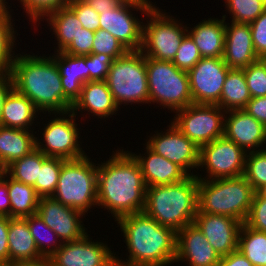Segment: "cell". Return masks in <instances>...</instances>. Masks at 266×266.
Segmentation results:
<instances>
[{
    "instance_id": "cell-29",
    "label": "cell",
    "mask_w": 266,
    "mask_h": 266,
    "mask_svg": "<svg viewBox=\"0 0 266 266\" xmlns=\"http://www.w3.org/2000/svg\"><path fill=\"white\" fill-rule=\"evenodd\" d=\"M242 69H230L223 85L219 107L224 111L244 109L251 99Z\"/></svg>"
},
{
    "instance_id": "cell-20",
    "label": "cell",
    "mask_w": 266,
    "mask_h": 266,
    "mask_svg": "<svg viewBox=\"0 0 266 266\" xmlns=\"http://www.w3.org/2000/svg\"><path fill=\"white\" fill-rule=\"evenodd\" d=\"M224 136L246 153L264 150L266 127L243 109L226 111ZM261 146L262 149H259ZM258 149V150H257Z\"/></svg>"
},
{
    "instance_id": "cell-1",
    "label": "cell",
    "mask_w": 266,
    "mask_h": 266,
    "mask_svg": "<svg viewBox=\"0 0 266 266\" xmlns=\"http://www.w3.org/2000/svg\"><path fill=\"white\" fill-rule=\"evenodd\" d=\"M120 149L109 160L98 164L97 206L120 217L144 211L146 185L138 162Z\"/></svg>"
},
{
    "instance_id": "cell-26",
    "label": "cell",
    "mask_w": 266,
    "mask_h": 266,
    "mask_svg": "<svg viewBox=\"0 0 266 266\" xmlns=\"http://www.w3.org/2000/svg\"><path fill=\"white\" fill-rule=\"evenodd\" d=\"M55 54L52 58L61 76L64 95L74 104L80 97L83 85L87 82L85 56L70 55L63 51Z\"/></svg>"
},
{
    "instance_id": "cell-38",
    "label": "cell",
    "mask_w": 266,
    "mask_h": 266,
    "mask_svg": "<svg viewBox=\"0 0 266 266\" xmlns=\"http://www.w3.org/2000/svg\"><path fill=\"white\" fill-rule=\"evenodd\" d=\"M225 3L232 15L231 22L250 24L266 10L261 0H225Z\"/></svg>"
},
{
    "instance_id": "cell-7",
    "label": "cell",
    "mask_w": 266,
    "mask_h": 266,
    "mask_svg": "<svg viewBox=\"0 0 266 266\" xmlns=\"http://www.w3.org/2000/svg\"><path fill=\"white\" fill-rule=\"evenodd\" d=\"M105 81L119 108L123 103L149 104L146 57L141 50H128L114 59Z\"/></svg>"
},
{
    "instance_id": "cell-28",
    "label": "cell",
    "mask_w": 266,
    "mask_h": 266,
    "mask_svg": "<svg viewBox=\"0 0 266 266\" xmlns=\"http://www.w3.org/2000/svg\"><path fill=\"white\" fill-rule=\"evenodd\" d=\"M38 110L33 102L15 88L8 94L3 105L1 125L16 129L29 130ZM30 127V128H29Z\"/></svg>"
},
{
    "instance_id": "cell-11",
    "label": "cell",
    "mask_w": 266,
    "mask_h": 266,
    "mask_svg": "<svg viewBox=\"0 0 266 266\" xmlns=\"http://www.w3.org/2000/svg\"><path fill=\"white\" fill-rule=\"evenodd\" d=\"M247 153L225 136L200 148L199 168H205L206 177L198 180H216L244 175Z\"/></svg>"
},
{
    "instance_id": "cell-8",
    "label": "cell",
    "mask_w": 266,
    "mask_h": 266,
    "mask_svg": "<svg viewBox=\"0 0 266 266\" xmlns=\"http://www.w3.org/2000/svg\"><path fill=\"white\" fill-rule=\"evenodd\" d=\"M146 72L150 104L159 103L174 112L193 104L188 73L172 61L146 58Z\"/></svg>"
},
{
    "instance_id": "cell-58",
    "label": "cell",
    "mask_w": 266,
    "mask_h": 266,
    "mask_svg": "<svg viewBox=\"0 0 266 266\" xmlns=\"http://www.w3.org/2000/svg\"><path fill=\"white\" fill-rule=\"evenodd\" d=\"M4 172H5V169L0 166V180H1Z\"/></svg>"
},
{
    "instance_id": "cell-24",
    "label": "cell",
    "mask_w": 266,
    "mask_h": 266,
    "mask_svg": "<svg viewBox=\"0 0 266 266\" xmlns=\"http://www.w3.org/2000/svg\"><path fill=\"white\" fill-rule=\"evenodd\" d=\"M9 262H38L45 259L38 251L37 245L25 218H11L8 231Z\"/></svg>"
},
{
    "instance_id": "cell-30",
    "label": "cell",
    "mask_w": 266,
    "mask_h": 266,
    "mask_svg": "<svg viewBox=\"0 0 266 266\" xmlns=\"http://www.w3.org/2000/svg\"><path fill=\"white\" fill-rule=\"evenodd\" d=\"M46 16L47 18H44L47 19L58 41V49L55 52L64 51L83 28L81 22L68 6L60 7Z\"/></svg>"
},
{
    "instance_id": "cell-42",
    "label": "cell",
    "mask_w": 266,
    "mask_h": 266,
    "mask_svg": "<svg viewBox=\"0 0 266 266\" xmlns=\"http://www.w3.org/2000/svg\"><path fill=\"white\" fill-rule=\"evenodd\" d=\"M70 0H20L31 22L37 23L41 18L60 7L67 6Z\"/></svg>"
},
{
    "instance_id": "cell-2",
    "label": "cell",
    "mask_w": 266,
    "mask_h": 266,
    "mask_svg": "<svg viewBox=\"0 0 266 266\" xmlns=\"http://www.w3.org/2000/svg\"><path fill=\"white\" fill-rule=\"evenodd\" d=\"M10 73L14 88L31 100L39 112L58 115L71 111L73 103L64 95L61 76L51 56L17 54Z\"/></svg>"
},
{
    "instance_id": "cell-4",
    "label": "cell",
    "mask_w": 266,
    "mask_h": 266,
    "mask_svg": "<svg viewBox=\"0 0 266 266\" xmlns=\"http://www.w3.org/2000/svg\"><path fill=\"white\" fill-rule=\"evenodd\" d=\"M198 184L196 175H189L179 183L146 188L144 213L162 226L175 232L194 223L198 212Z\"/></svg>"
},
{
    "instance_id": "cell-54",
    "label": "cell",
    "mask_w": 266,
    "mask_h": 266,
    "mask_svg": "<svg viewBox=\"0 0 266 266\" xmlns=\"http://www.w3.org/2000/svg\"><path fill=\"white\" fill-rule=\"evenodd\" d=\"M15 266H52V264L48 259H43L38 262L17 263Z\"/></svg>"
},
{
    "instance_id": "cell-47",
    "label": "cell",
    "mask_w": 266,
    "mask_h": 266,
    "mask_svg": "<svg viewBox=\"0 0 266 266\" xmlns=\"http://www.w3.org/2000/svg\"><path fill=\"white\" fill-rule=\"evenodd\" d=\"M250 28L256 54L266 59V10L250 23Z\"/></svg>"
},
{
    "instance_id": "cell-19",
    "label": "cell",
    "mask_w": 266,
    "mask_h": 266,
    "mask_svg": "<svg viewBox=\"0 0 266 266\" xmlns=\"http://www.w3.org/2000/svg\"><path fill=\"white\" fill-rule=\"evenodd\" d=\"M220 259L195 223L176 232L175 262L187 261L189 266H217Z\"/></svg>"
},
{
    "instance_id": "cell-34",
    "label": "cell",
    "mask_w": 266,
    "mask_h": 266,
    "mask_svg": "<svg viewBox=\"0 0 266 266\" xmlns=\"http://www.w3.org/2000/svg\"><path fill=\"white\" fill-rule=\"evenodd\" d=\"M10 14L9 10L0 13V74L10 72L16 57L13 46L17 37Z\"/></svg>"
},
{
    "instance_id": "cell-37",
    "label": "cell",
    "mask_w": 266,
    "mask_h": 266,
    "mask_svg": "<svg viewBox=\"0 0 266 266\" xmlns=\"http://www.w3.org/2000/svg\"><path fill=\"white\" fill-rule=\"evenodd\" d=\"M244 176L255 192L266 186V147L247 153Z\"/></svg>"
},
{
    "instance_id": "cell-35",
    "label": "cell",
    "mask_w": 266,
    "mask_h": 266,
    "mask_svg": "<svg viewBox=\"0 0 266 266\" xmlns=\"http://www.w3.org/2000/svg\"><path fill=\"white\" fill-rule=\"evenodd\" d=\"M27 224L30 228L31 235L35 240L39 253L45 259H48L54 252H56L61 247L62 242H60V240L58 242L57 235L45 224V222L39 215L33 214L31 216H28ZM50 233L52 235H50ZM54 236L56 239H53Z\"/></svg>"
},
{
    "instance_id": "cell-51",
    "label": "cell",
    "mask_w": 266,
    "mask_h": 266,
    "mask_svg": "<svg viewBox=\"0 0 266 266\" xmlns=\"http://www.w3.org/2000/svg\"><path fill=\"white\" fill-rule=\"evenodd\" d=\"M14 89L13 78L10 72L0 74V125L3 105L8 94Z\"/></svg>"
},
{
    "instance_id": "cell-33",
    "label": "cell",
    "mask_w": 266,
    "mask_h": 266,
    "mask_svg": "<svg viewBox=\"0 0 266 266\" xmlns=\"http://www.w3.org/2000/svg\"><path fill=\"white\" fill-rule=\"evenodd\" d=\"M46 158V155L35 148L28 155L13 161L5 168V172L16 181L34 186L38 179L39 169Z\"/></svg>"
},
{
    "instance_id": "cell-52",
    "label": "cell",
    "mask_w": 266,
    "mask_h": 266,
    "mask_svg": "<svg viewBox=\"0 0 266 266\" xmlns=\"http://www.w3.org/2000/svg\"><path fill=\"white\" fill-rule=\"evenodd\" d=\"M217 266H253V265L239 250H236L228 254L227 256L221 257Z\"/></svg>"
},
{
    "instance_id": "cell-32",
    "label": "cell",
    "mask_w": 266,
    "mask_h": 266,
    "mask_svg": "<svg viewBox=\"0 0 266 266\" xmlns=\"http://www.w3.org/2000/svg\"><path fill=\"white\" fill-rule=\"evenodd\" d=\"M238 250L253 266H266V232L254 230L242 223L238 236Z\"/></svg>"
},
{
    "instance_id": "cell-55",
    "label": "cell",
    "mask_w": 266,
    "mask_h": 266,
    "mask_svg": "<svg viewBox=\"0 0 266 266\" xmlns=\"http://www.w3.org/2000/svg\"><path fill=\"white\" fill-rule=\"evenodd\" d=\"M6 0H0V13L9 10ZM7 6V7H6Z\"/></svg>"
},
{
    "instance_id": "cell-27",
    "label": "cell",
    "mask_w": 266,
    "mask_h": 266,
    "mask_svg": "<svg viewBox=\"0 0 266 266\" xmlns=\"http://www.w3.org/2000/svg\"><path fill=\"white\" fill-rule=\"evenodd\" d=\"M33 130H23L0 125V166L4 169L13 161L35 149Z\"/></svg>"
},
{
    "instance_id": "cell-41",
    "label": "cell",
    "mask_w": 266,
    "mask_h": 266,
    "mask_svg": "<svg viewBox=\"0 0 266 266\" xmlns=\"http://www.w3.org/2000/svg\"><path fill=\"white\" fill-rule=\"evenodd\" d=\"M199 50L191 36L187 33L176 52L172 63L180 70L188 72L201 59Z\"/></svg>"
},
{
    "instance_id": "cell-48",
    "label": "cell",
    "mask_w": 266,
    "mask_h": 266,
    "mask_svg": "<svg viewBox=\"0 0 266 266\" xmlns=\"http://www.w3.org/2000/svg\"><path fill=\"white\" fill-rule=\"evenodd\" d=\"M243 110L266 127V96L251 98Z\"/></svg>"
},
{
    "instance_id": "cell-59",
    "label": "cell",
    "mask_w": 266,
    "mask_h": 266,
    "mask_svg": "<svg viewBox=\"0 0 266 266\" xmlns=\"http://www.w3.org/2000/svg\"><path fill=\"white\" fill-rule=\"evenodd\" d=\"M263 2V4L266 6V0H261Z\"/></svg>"
},
{
    "instance_id": "cell-39",
    "label": "cell",
    "mask_w": 266,
    "mask_h": 266,
    "mask_svg": "<svg viewBox=\"0 0 266 266\" xmlns=\"http://www.w3.org/2000/svg\"><path fill=\"white\" fill-rule=\"evenodd\" d=\"M242 70L251 97L266 96V59L260 58Z\"/></svg>"
},
{
    "instance_id": "cell-16",
    "label": "cell",
    "mask_w": 266,
    "mask_h": 266,
    "mask_svg": "<svg viewBox=\"0 0 266 266\" xmlns=\"http://www.w3.org/2000/svg\"><path fill=\"white\" fill-rule=\"evenodd\" d=\"M164 134L156 133L149 138L147 146L155 153L177 164L188 175L191 169L199 167L200 149L171 122ZM191 174H190V173Z\"/></svg>"
},
{
    "instance_id": "cell-53",
    "label": "cell",
    "mask_w": 266,
    "mask_h": 266,
    "mask_svg": "<svg viewBox=\"0 0 266 266\" xmlns=\"http://www.w3.org/2000/svg\"><path fill=\"white\" fill-rule=\"evenodd\" d=\"M89 6H91L98 14L105 11H112L115 9L123 0H83Z\"/></svg>"
},
{
    "instance_id": "cell-44",
    "label": "cell",
    "mask_w": 266,
    "mask_h": 266,
    "mask_svg": "<svg viewBox=\"0 0 266 266\" xmlns=\"http://www.w3.org/2000/svg\"><path fill=\"white\" fill-rule=\"evenodd\" d=\"M67 6L75 13L83 28L94 32L100 29L99 14L83 0H70Z\"/></svg>"
},
{
    "instance_id": "cell-6",
    "label": "cell",
    "mask_w": 266,
    "mask_h": 266,
    "mask_svg": "<svg viewBox=\"0 0 266 266\" xmlns=\"http://www.w3.org/2000/svg\"><path fill=\"white\" fill-rule=\"evenodd\" d=\"M88 155L74 160H65L61 167L56 190L52 197L63 205L86 214L97 204V172Z\"/></svg>"
},
{
    "instance_id": "cell-5",
    "label": "cell",
    "mask_w": 266,
    "mask_h": 266,
    "mask_svg": "<svg viewBox=\"0 0 266 266\" xmlns=\"http://www.w3.org/2000/svg\"><path fill=\"white\" fill-rule=\"evenodd\" d=\"M255 191L244 175L226 179L199 180L198 212L225 215L244 223Z\"/></svg>"
},
{
    "instance_id": "cell-45",
    "label": "cell",
    "mask_w": 266,
    "mask_h": 266,
    "mask_svg": "<svg viewBox=\"0 0 266 266\" xmlns=\"http://www.w3.org/2000/svg\"><path fill=\"white\" fill-rule=\"evenodd\" d=\"M244 223L254 230L266 232V197L259 191L254 194L248 217Z\"/></svg>"
},
{
    "instance_id": "cell-15",
    "label": "cell",
    "mask_w": 266,
    "mask_h": 266,
    "mask_svg": "<svg viewBox=\"0 0 266 266\" xmlns=\"http://www.w3.org/2000/svg\"><path fill=\"white\" fill-rule=\"evenodd\" d=\"M116 254L103 242H92L88 233L77 241L63 242L48 260L52 266H114Z\"/></svg>"
},
{
    "instance_id": "cell-3",
    "label": "cell",
    "mask_w": 266,
    "mask_h": 266,
    "mask_svg": "<svg viewBox=\"0 0 266 266\" xmlns=\"http://www.w3.org/2000/svg\"><path fill=\"white\" fill-rule=\"evenodd\" d=\"M128 249V260L116 256L122 266H167L175 262L176 232L162 226L144 212L117 220Z\"/></svg>"
},
{
    "instance_id": "cell-43",
    "label": "cell",
    "mask_w": 266,
    "mask_h": 266,
    "mask_svg": "<svg viewBox=\"0 0 266 266\" xmlns=\"http://www.w3.org/2000/svg\"><path fill=\"white\" fill-rule=\"evenodd\" d=\"M113 59L105 54H89L85 56L88 81H105Z\"/></svg>"
},
{
    "instance_id": "cell-50",
    "label": "cell",
    "mask_w": 266,
    "mask_h": 266,
    "mask_svg": "<svg viewBox=\"0 0 266 266\" xmlns=\"http://www.w3.org/2000/svg\"><path fill=\"white\" fill-rule=\"evenodd\" d=\"M0 216L11 217V201L8 194L6 172L0 180Z\"/></svg>"
},
{
    "instance_id": "cell-10",
    "label": "cell",
    "mask_w": 266,
    "mask_h": 266,
    "mask_svg": "<svg viewBox=\"0 0 266 266\" xmlns=\"http://www.w3.org/2000/svg\"><path fill=\"white\" fill-rule=\"evenodd\" d=\"M175 113L172 123L199 149L224 136L226 111L218 105L193 103Z\"/></svg>"
},
{
    "instance_id": "cell-36",
    "label": "cell",
    "mask_w": 266,
    "mask_h": 266,
    "mask_svg": "<svg viewBox=\"0 0 266 266\" xmlns=\"http://www.w3.org/2000/svg\"><path fill=\"white\" fill-rule=\"evenodd\" d=\"M65 159L47 157L39 169L38 179L33 186L36 194L41 197H51L57 187L61 167Z\"/></svg>"
},
{
    "instance_id": "cell-25",
    "label": "cell",
    "mask_w": 266,
    "mask_h": 266,
    "mask_svg": "<svg viewBox=\"0 0 266 266\" xmlns=\"http://www.w3.org/2000/svg\"><path fill=\"white\" fill-rule=\"evenodd\" d=\"M209 18L202 20L194 28L187 30L196 44L202 58H222L225 45V19Z\"/></svg>"
},
{
    "instance_id": "cell-14",
    "label": "cell",
    "mask_w": 266,
    "mask_h": 266,
    "mask_svg": "<svg viewBox=\"0 0 266 266\" xmlns=\"http://www.w3.org/2000/svg\"><path fill=\"white\" fill-rule=\"evenodd\" d=\"M230 68L223 58H201L189 70V87L194 104L218 105Z\"/></svg>"
},
{
    "instance_id": "cell-46",
    "label": "cell",
    "mask_w": 266,
    "mask_h": 266,
    "mask_svg": "<svg viewBox=\"0 0 266 266\" xmlns=\"http://www.w3.org/2000/svg\"><path fill=\"white\" fill-rule=\"evenodd\" d=\"M95 32L82 28L70 45L63 51L70 55L86 56L92 53Z\"/></svg>"
},
{
    "instance_id": "cell-57",
    "label": "cell",
    "mask_w": 266,
    "mask_h": 266,
    "mask_svg": "<svg viewBox=\"0 0 266 266\" xmlns=\"http://www.w3.org/2000/svg\"><path fill=\"white\" fill-rule=\"evenodd\" d=\"M259 192L266 197V186H264L262 189L259 190Z\"/></svg>"
},
{
    "instance_id": "cell-9",
    "label": "cell",
    "mask_w": 266,
    "mask_h": 266,
    "mask_svg": "<svg viewBox=\"0 0 266 266\" xmlns=\"http://www.w3.org/2000/svg\"><path fill=\"white\" fill-rule=\"evenodd\" d=\"M163 13L155 5L146 13L150 21L143 24L141 51L146 58L173 61L188 27Z\"/></svg>"
},
{
    "instance_id": "cell-49",
    "label": "cell",
    "mask_w": 266,
    "mask_h": 266,
    "mask_svg": "<svg viewBox=\"0 0 266 266\" xmlns=\"http://www.w3.org/2000/svg\"><path fill=\"white\" fill-rule=\"evenodd\" d=\"M9 216H0V261L9 262V246H8V231H9Z\"/></svg>"
},
{
    "instance_id": "cell-12",
    "label": "cell",
    "mask_w": 266,
    "mask_h": 266,
    "mask_svg": "<svg viewBox=\"0 0 266 266\" xmlns=\"http://www.w3.org/2000/svg\"><path fill=\"white\" fill-rule=\"evenodd\" d=\"M59 115V117H56L55 113L54 119L48 121L47 126L46 124L44 126V132L42 133L44 141L42 143L45 142L46 144H42L41 139L38 141V137H35V148L47 157H57L65 160L84 157L86 154L79 144L80 131L74 119L76 114L69 111Z\"/></svg>"
},
{
    "instance_id": "cell-22",
    "label": "cell",
    "mask_w": 266,
    "mask_h": 266,
    "mask_svg": "<svg viewBox=\"0 0 266 266\" xmlns=\"http://www.w3.org/2000/svg\"><path fill=\"white\" fill-rule=\"evenodd\" d=\"M145 156L129 153L138 162L146 187L179 183L189 175L177 164L153 152L147 145Z\"/></svg>"
},
{
    "instance_id": "cell-21",
    "label": "cell",
    "mask_w": 266,
    "mask_h": 266,
    "mask_svg": "<svg viewBox=\"0 0 266 266\" xmlns=\"http://www.w3.org/2000/svg\"><path fill=\"white\" fill-rule=\"evenodd\" d=\"M225 22L223 61L230 69H243L260 58L255 52L249 23Z\"/></svg>"
},
{
    "instance_id": "cell-40",
    "label": "cell",
    "mask_w": 266,
    "mask_h": 266,
    "mask_svg": "<svg viewBox=\"0 0 266 266\" xmlns=\"http://www.w3.org/2000/svg\"><path fill=\"white\" fill-rule=\"evenodd\" d=\"M128 50L108 31L99 29L95 32L92 46L93 54H105L113 60L124 55Z\"/></svg>"
},
{
    "instance_id": "cell-56",
    "label": "cell",
    "mask_w": 266,
    "mask_h": 266,
    "mask_svg": "<svg viewBox=\"0 0 266 266\" xmlns=\"http://www.w3.org/2000/svg\"><path fill=\"white\" fill-rule=\"evenodd\" d=\"M0 266H15L13 263L10 262H1L0 261Z\"/></svg>"
},
{
    "instance_id": "cell-31",
    "label": "cell",
    "mask_w": 266,
    "mask_h": 266,
    "mask_svg": "<svg viewBox=\"0 0 266 266\" xmlns=\"http://www.w3.org/2000/svg\"><path fill=\"white\" fill-rule=\"evenodd\" d=\"M11 201V218H25L36 214L39 196L33 186L16 181L6 173Z\"/></svg>"
},
{
    "instance_id": "cell-13",
    "label": "cell",
    "mask_w": 266,
    "mask_h": 266,
    "mask_svg": "<svg viewBox=\"0 0 266 266\" xmlns=\"http://www.w3.org/2000/svg\"><path fill=\"white\" fill-rule=\"evenodd\" d=\"M152 6L149 0H123L112 11L99 14L100 29L111 33L127 50H141L143 22L130 9L145 14Z\"/></svg>"
},
{
    "instance_id": "cell-23",
    "label": "cell",
    "mask_w": 266,
    "mask_h": 266,
    "mask_svg": "<svg viewBox=\"0 0 266 266\" xmlns=\"http://www.w3.org/2000/svg\"><path fill=\"white\" fill-rule=\"evenodd\" d=\"M78 110H81V112L86 110L92 113V116H97L101 119L116 115V111L120 109L106 81H88L83 85L80 97L71 108V111L76 113V115Z\"/></svg>"
},
{
    "instance_id": "cell-17",
    "label": "cell",
    "mask_w": 266,
    "mask_h": 266,
    "mask_svg": "<svg viewBox=\"0 0 266 266\" xmlns=\"http://www.w3.org/2000/svg\"><path fill=\"white\" fill-rule=\"evenodd\" d=\"M37 215L57 235L60 241L71 242L83 238L87 232L81 219L85 214L63 205L51 197H41L38 201Z\"/></svg>"
},
{
    "instance_id": "cell-18",
    "label": "cell",
    "mask_w": 266,
    "mask_h": 266,
    "mask_svg": "<svg viewBox=\"0 0 266 266\" xmlns=\"http://www.w3.org/2000/svg\"><path fill=\"white\" fill-rule=\"evenodd\" d=\"M194 223L220 257L238 250L241 221L225 215L197 213Z\"/></svg>"
}]
</instances>
